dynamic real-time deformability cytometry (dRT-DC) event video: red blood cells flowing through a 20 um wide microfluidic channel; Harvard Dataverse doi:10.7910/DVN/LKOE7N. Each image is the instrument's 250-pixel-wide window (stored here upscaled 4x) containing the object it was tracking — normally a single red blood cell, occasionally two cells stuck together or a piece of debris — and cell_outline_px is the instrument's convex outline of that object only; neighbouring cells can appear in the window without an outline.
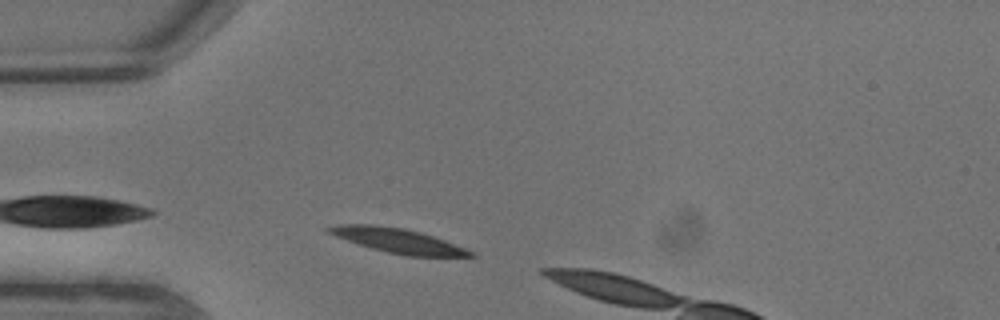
{"species": "common noctule bat (a hibernating species)", "species_latin": "Nyctalus noctula", "temperature_condition": "warm", "stored_images_in_passage": 2, "camera_frame_rate_fps": 3000, "um_per_image_px": 0.085, "animal": {"sex": "male", "body_mass_g": 13.3}, "frame": {"image": 1, "passage_image": 2, "time_ms": 0.333, "image_size_px": [1000, 320], "cell_outline_px": [[476, 256], [408, 256], [388, 252], [372, 248], [336, 236], [328, 232], [324, 228], [340, 224], [372, 224], [404, 228], [420, 232], [444, 240], [476, 252]], "centroid_in_image_um": [33.85, 20.45], "position_along_channel_um": 51.2, "area_um2": 19.94}}